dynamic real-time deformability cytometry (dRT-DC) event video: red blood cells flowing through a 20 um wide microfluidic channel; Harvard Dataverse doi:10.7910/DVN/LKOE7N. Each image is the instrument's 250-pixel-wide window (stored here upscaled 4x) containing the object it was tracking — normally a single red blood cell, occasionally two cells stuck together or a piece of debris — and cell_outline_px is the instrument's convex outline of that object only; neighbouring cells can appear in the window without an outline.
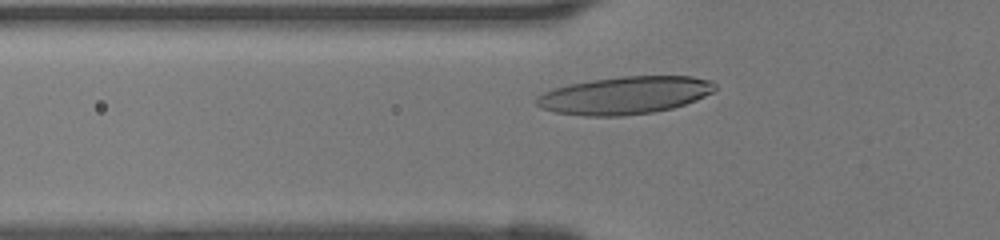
{"species": "human", "species_latin": "Homo sapiens", "temperature_condition": "room temperature", "stored_images_in_passage": 29, "camera_frame_rate_fps": 3000, "um_per_image_px": 0.085, "donor": {"sex": "female"}, "frame": {"image": 1, "passage_image": 6, "time_ms": 1.667, "image_size_px": [1000, 240], "cell_outline_px": [[716, 88], [712, 92], [696, 100], [672, 108], [652, 112], [624, 116], [584, 116], [556, 112], [540, 108], [536, 104], [536, 96], [552, 88], [568, 84], [592, 80], [620, 76], [692, 76], [712, 80], [716, 84]], "centroid_in_image_um": [53.09, 8.1], "position_along_channel_um": 72.7, "area_um2": 39.3}}
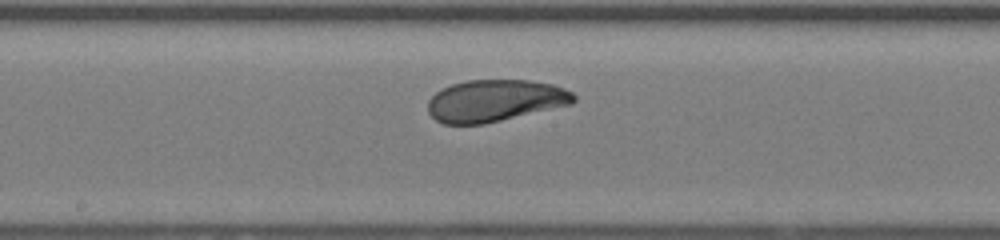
{"frame": {"image": 2, "passage_image": 15, "time_ms": 4.667, "image_size_px": [1000, 240], "cell_outline_px": [[576, 100], [572, 104], [484, 124], [444, 124], [436, 120], [428, 112], [428, 100], [440, 88], [452, 84], [468, 80], [528, 80], [552, 84], [564, 88], [572, 92], [576, 96]], "centroid_in_image_um": [42.07, 8.55], "position_along_channel_um": 206.1, "area_um2": 35.66}}
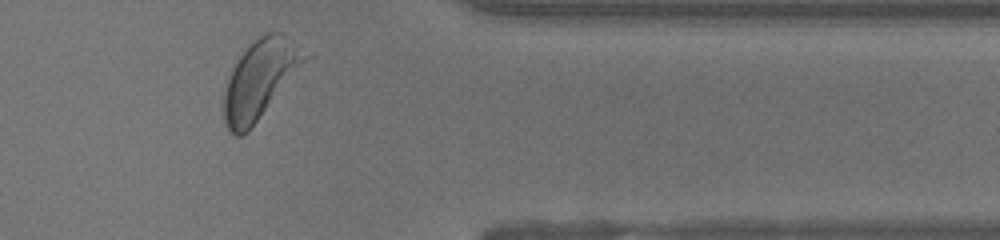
{"frame": {"image": 3, "passage_image": 28, "time_ms": 9.0, "image_size_px": [1000, 240], "cell_outline_px": [[316, 56], [248, 132], [240, 136], [236, 136], [228, 132], [224, 120], [224, 92], [228, 80], [240, 56], [260, 36], [268, 32], [280, 32], [300, 44]], "centroid_in_image_um": [22.26, 6.74], "position_along_channel_um": 389.1, "area_um2": 38.21}}